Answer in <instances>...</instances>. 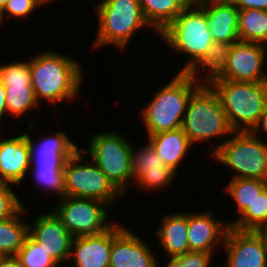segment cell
I'll use <instances>...</instances> for the list:
<instances>
[{
    "mask_svg": "<svg viewBox=\"0 0 267 267\" xmlns=\"http://www.w3.org/2000/svg\"><path fill=\"white\" fill-rule=\"evenodd\" d=\"M31 83L38 103L74 100L83 83V68L68 55L42 51L29 59Z\"/></svg>",
    "mask_w": 267,
    "mask_h": 267,
    "instance_id": "1",
    "label": "cell"
},
{
    "mask_svg": "<svg viewBox=\"0 0 267 267\" xmlns=\"http://www.w3.org/2000/svg\"><path fill=\"white\" fill-rule=\"evenodd\" d=\"M202 84L190 73L178 72L168 84L156 91L139 114L147 136L181 128L188 101Z\"/></svg>",
    "mask_w": 267,
    "mask_h": 267,
    "instance_id": "2",
    "label": "cell"
},
{
    "mask_svg": "<svg viewBox=\"0 0 267 267\" xmlns=\"http://www.w3.org/2000/svg\"><path fill=\"white\" fill-rule=\"evenodd\" d=\"M234 131H251L267 107V83L209 80Z\"/></svg>",
    "mask_w": 267,
    "mask_h": 267,
    "instance_id": "3",
    "label": "cell"
},
{
    "mask_svg": "<svg viewBox=\"0 0 267 267\" xmlns=\"http://www.w3.org/2000/svg\"><path fill=\"white\" fill-rule=\"evenodd\" d=\"M159 36L167 47L187 55L188 62L179 70L187 73L204 58L214 42L206 13L197 3H190Z\"/></svg>",
    "mask_w": 267,
    "mask_h": 267,
    "instance_id": "4",
    "label": "cell"
},
{
    "mask_svg": "<svg viewBox=\"0 0 267 267\" xmlns=\"http://www.w3.org/2000/svg\"><path fill=\"white\" fill-rule=\"evenodd\" d=\"M94 9L99 25L92 49L113 45L125 51L138 29L146 26L152 29L143 16L139 0H100Z\"/></svg>",
    "mask_w": 267,
    "mask_h": 267,
    "instance_id": "5",
    "label": "cell"
},
{
    "mask_svg": "<svg viewBox=\"0 0 267 267\" xmlns=\"http://www.w3.org/2000/svg\"><path fill=\"white\" fill-rule=\"evenodd\" d=\"M209 151L218 163L235 171L231 179L267 180V142L251 131H234Z\"/></svg>",
    "mask_w": 267,
    "mask_h": 267,
    "instance_id": "6",
    "label": "cell"
},
{
    "mask_svg": "<svg viewBox=\"0 0 267 267\" xmlns=\"http://www.w3.org/2000/svg\"><path fill=\"white\" fill-rule=\"evenodd\" d=\"M181 129L192 145L213 138L217 140L219 136H230L234 132L219 97L207 83H203L191 95Z\"/></svg>",
    "mask_w": 267,
    "mask_h": 267,
    "instance_id": "7",
    "label": "cell"
},
{
    "mask_svg": "<svg viewBox=\"0 0 267 267\" xmlns=\"http://www.w3.org/2000/svg\"><path fill=\"white\" fill-rule=\"evenodd\" d=\"M103 132L89 139V149H81L83 153L90 154L91 160L124 196L126 190L134 185L130 163L132 143L115 130Z\"/></svg>",
    "mask_w": 267,
    "mask_h": 267,
    "instance_id": "8",
    "label": "cell"
},
{
    "mask_svg": "<svg viewBox=\"0 0 267 267\" xmlns=\"http://www.w3.org/2000/svg\"><path fill=\"white\" fill-rule=\"evenodd\" d=\"M88 161L81 148L66 160L64 196L95 199L111 206L123 195L93 161Z\"/></svg>",
    "mask_w": 267,
    "mask_h": 267,
    "instance_id": "9",
    "label": "cell"
},
{
    "mask_svg": "<svg viewBox=\"0 0 267 267\" xmlns=\"http://www.w3.org/2000/svg\"><path fill=\"white\" fill-rule=\"evenodd\" d=\"M60 199L53 212L73 237L98 235L114 224L109 221L107 204L102 201L72 196Z\"/></svg>",
    "mask_w": 267,
    "mask_h": 267,
    "instance_id": "10",
    "label": "cell"
},
{
    "mask_svg": "<svg viewBox=\"0 0 267 267\" xmlns=\"http://www.w3.org/2000/svg\"><path fill=\"white\" fill-rule=\"evenodd\" d=\"M267 44L237 41L231 44L226 66L210 80L267 83V70H263Z\"/></svg>",
    "mask_w": 267,
    "mask_h": 267,
    "instance_id": "11",
    "label": "cell"
},
{
    "mask_svg": "<svg viewBox=\"0 0 267 267\" xmlns=\"http://www.w3.org/2000/svg\"><path fill=\"white\" fill-rule=\"evenodd\" d=\"M0 80L5 87L7 114L18 119L41 105L32 87L28 60L0 64Z\"/></svg>",
    "mask_w": 267,
    "mask_h": 267,
    "instance_id": "12",
    "label": "cell"
},
{
    "mask_svg": "<svg viewBox=\"0 0 267 267\" xmlns=\"http://www.w3.org/2000/svg\"><path fill=\"white\" fill-rule=\"evenodd\" d=\"M222 248L226 267H267V233L243 231L229 226Z\"/></svg>",
    "mask_w": 267,
    "mask_h": 267,
    "instance_id": "13",
    "label": "cell"
},
{
    "mask_svg": "<svg viewBox=\"0 0 267 267\" xmlns=\"http://www.w3.org/2000/svg\"><path fill=\"white\" fill-rule=\"evenodd\" d=\"M122 224L112 225L109 267H160L149 244Z\"/></svg>",
    "mask_w": 267,
    "mask_h": 267,
    "instance_id": "14",
    "label": "cell"
},
{
    "mask_svg": "<svg viewBox=\"0 0 267 267\" xmlns=\"http://www.w3.org/2000/svg\"><path fill=\"white\" fill-rule=\"evenodd\" d=\"M134 147L132 144L130 161L134 184L145 191L171 186L172 181L177 178V173L165 165L152 145L147 142L140 149Z\"/></svg>",
    "mask_w": 267,
    "mask_h": 267,
    "instance_id": "15",
    "label": "cell"
},
{
    "mask_svg": "<svg viewBox=\"0 0 267 267\" xmlns=\"http://www.w3.org/2000/svg\"><path fill=\"white\" fill-rule=\"evenodd\" d=\"M33 224L29 221V236L36 241L59 265L68 262L73 236L51 211L39 214Z\"/></svg>",
    "mask_w": 267,
    "mask_h": 267,
    "instance_id": "16",
    "label": "cell"
},
{
    "mask_svg": "<svg viewBox=\"0 0 267 267\" xmlns=\"http://www.w3.org/2000/svg\"><path fill=\"white\" fill-rule=\"evenodd\" d=\"M30 167L31 148L26 132L0 139V183L20 184L30 174Z\"/></svg>",
    "mask_w": 267,
    "mask_h": 267,
    "instance_id": "17",
    "label": "cell"
},
{
    "mask_svg": "<svg viewBox=\"0 0 267 267\" xmlns=\"http://www.w3.org/2000/svg\"><path fill=\"white\" fill-rule=\"evenodd\" d=\"M50 134L39 137L38 142L26 132L31 148L30 168H64L66 160L79 149L64 131Z\"/></svg>",
    "mask_w": 267,
    "mask_h": 267,
    "instance_id": "18",
    "label": "cell"
},
{
    "mask_svg": "<svg viewBox=\"0 0 267 267\" xmlns=\"http://www.w3.org/2000/svg\"><path fill=\"white\" fill-rule=\"evenodd\" d=\"M219 220V221H218ZM215 219L211 211L188 213V245L189 251L217 253L214 247L219 243L222 247L229 224Z\"/></svg>",
    "mask_w": 267,
    "mask_h": 267,
    "instance_id": "19",
    "label": "cell"
},
{
    "mask_svg": "<svg viewBox=\"0 0 267 267\" xmlns=\"http://www.w3.org/2000/svg\"><path fill=\"white\" fill-rule=\"evenodd\" d=\"M197 4L206 13L213 41L229 44L239 41V10L231 0H203Z\"/></svg>",
    "mask_w": 267,
    "mask_h": 267,
    "instance_id": "20",
    "label": "cell"
},
{
    "mask_svg": "<svg viewBox=\"0 0 267 267\" xmlns=\"http://www.w3.org/2000/svg\"><path fill=\"white\" fill-rule=\"evenodd\" d=\"M112 226L98 235L73 237L70 258L76 267H109Z\"/></svg>",
    "mask_w": 267,
    "mask_h": 267,
    "instance_id": "21",
    "label": "cell"
},
{
    "mask_svg": "<svg viewBox=\"0 0 267 267\" xmlns=\"http://www.w3.org/2000/svg\"><path fill=\"white\" fill-rule=\"evenodd\" d=\"M147 139L165 165L176 173L189 149L194 147L181 128L149 135Z\"/></svg>",
    "mask_w": 267,
    "mask_h": 267,
    "instance_id": "22",
    "label": "cell"
},
{
    "mask_svg": "<svg viewBox=\"0 0 267 267\" xmlns=\"http://www.w3.org/2000/svg\"><path fill=\"white\" fill-rule=\"evenodd\" d=\"M156 234L168 257L189 252L188 213L177 212L162 217Z\"/></svg>",
    "mask_w": 267,
    "mask_h": 267,
    "instance_id": "23",
    "label": "cell"
},
{
    "mask_svg": "<svg viewBox=\"0 0 267 267\" xmlns=\"http://www.w3.org/2000/svg\"><path fill=\"white\" fill-rule=\"evenodd\" d=\"M143 16L160 34L190 4L188 0H139Z\"/></svg>",
    "mask_w": 267,
    "mask_h": 267,
    "instance_id": "24",
    "label": "cell"
},
{
    "mask_svg": "<svg viewBox=\"0 0 267 267\" xmlns=\"http://www.w3.org/2000/svg\"><path fill=\"white\" fill-rule=\"evenodd\" d=\"M27 210L24 206L12 218L0 221V256L16 255L23 246L29 235V222L20 217Z\"/></svg>",
    "mask_w": 267,
    "mask_h": 267,
    "instance_id": "25",
    "label": "cell"
},
{
    "mask_svg": "<svg viewBox=\"0 0 267 267\" xmlns=\"http://www.w3.org/2000/svg\"><path fill=\"white\" fill-rule=\"evenodd\" d=\"M239 41L267 43V11L260 9H239Z\"/></svg>",
    "mask_w": 267,
    "mask_h": 267,
    "instance_id": "26",
    "label": "cell"
},
{
    "mask_svg": "<svg viewBox=\"0 0 267 267\" xmlns=\"http://www.w3.org/2000/svg\"><path fill=\"white\" fill-rule=\"evenodd\" d=\"M230 47L231 44L229 43L214 41L204 58L189 73L196 80L207 83L210 79L216 77L226 66ZM205 71L207 74L205 73V77H203L202 73Z\"/></svg>",
    "mask_w": 267,
    "mask_h": 267,
    "instance_id": "27",
    "label": "cell"
},
{
    "mask_svg": "<svg viewBox=\"0 0 267 267\" xmlns=\"http://www.w3.org/2000/svg\"><path fill=\"white\" fill-rule=\"evenodd\" d=\"M228 224L237 230L265 231L267 229V186L237 220Z\"/></svg>",
    "mask_w": 267,
    "mask_h": 267,
    "instance_id": "28",
    "label": "cell"
},
{
    "mask_svg": "<svg viewBox=\"0 0 267 267\" xmlns=\"http://www.w3.org/2000/svg\"><path fill=\"white\" fill-rule=\"evenodd\" d=\"M267 186V180L238 178L231 179L225 188L236 203L237 212L241 215L248 206H251L257 195Z\"/></svg>",
    "mask_w": 267,
    "mask_h": 267,
    "instance_id": "29",
    "label": "cell"
},
{
    "mask_svg": "<svg viewBox=\"0 0 267 267\" xmlns=\"http://www.w3.org/2000/svg\"><path fill=\"white\" fill-rule=\"evenodd\" d=\"M15 256L22 267H57L59 265L29 235Z\"/></svg>",
    "mask_w": 267,
    "mask_h": 267,
    "instance_id": "30",
    "label": "cell"
},
{
    "mask_svg": "<svg viewBox=\"0 0 267 267\" xmlns=\"http://www.w3.org/2000/svg\"><path fill=\"white\" fill-rule=\"evenodd\" d=\"M33 178L39 188L64 196V168H30Z\"/></svg>",
    "mask_w": 267,
    "mask_h": 267,
    "instance_id": "31",
    "label": "cell"
},
{
    "mask_svg": "<svg viewBox=\"0 0 267 267\" xmlns=\"http://www.w3.org/2000/svg\"><path fill=\"white\" fill-rule=\"evenodd\" d=\"M11 186L0 183V221L12 218L25 206Z\"/></svg>",
    "mask_w": 267,
    "mask_h": 267,
    "instance_id": "32",
    "label": "cell"
},
{
    "mask_svg": "<svg viewBox=\"0 0 267 267\" xmlns=\"http://www.w3.org/2000/svg\"><path fill=\"white\" fill-rule=\"evenodd\" d=\"M47 5V0H8L6 6L0 12L1 21L5 14L8 17L25 18L33 13L39 6Z\"/></svg>",
    "mask_w": 267,
    "mask_h": 267,
    "instance_id": "33",
    "label": "cell"
},
{
    "mask_svg": "<svg viewBox=\"0 0 267 267\" xmlns=\"http://www.w3.org/2000/svg\"><path fill=\"white\" fill-rule=\"evenodd\" d=\"M214 253L189 251L171 256L166 267H209Z\"/></svg>",
    "mask_w": 267,
    "mask_h": 267,
    "instance_id": "34",
    "label": "cell"
},
{
    "mask_svg": "<svg viewBox=\"0 0 267 267\" xmlns=\"http://www.w3.org/2000/svg\"><path fill=\"white\" fill-rule=\"evenodd\" d=\"M239 9H260L267 11V0H231Z\"/></svg>",
    "mask_w": 267,
    "mask_h": 267,
    "instance_id": "35",
    "label": "cell"
},
{
    "mask_svg": "<svg viewBox=\"0 0 267 267\" xmlns=\"http://www.w3.org/2000/svg\"><path fill=\"white\" fill-rule=\"evenodd\" d=\"M251 132L257 137H260V134L263 135V133L266 134L267 137V107L263 112V114L261 115V117L259 118L257 124L251 130Z\"/></svg>",
    "mask_w": 267,
    "mask_h": 267,
    "instance_id": "36",
    "label": "cell"
},
{
    "mask_svg": "<svg viewBox=\"0 0 267 267\" xmlns=\"http://www.w3.org/2000/svg\"><path fill=\"white\" fill-rule=\"evenodd\" d=\"M0 267H22L15 255L0 256Z\"/></svg>",
    "mask_w": 267,
    "mask_h": 267,
    "instance_id": "37",
    "label": "cell"
},
{
    "mask_svg": "<svg viewBox=\"0 0 267 267\" xmlns=\"http://www.w3.org/2000/svg\"><path fill=\"white\" fill-rule=\"evenodd\" d=\"M5 113L7 114L5 87L0 80V125ZM1 128V126H0Z\"/></svg>",
    "mask_w": 267,
    "mask_h": 267,
    "instance_id": "38",
    "label": "cell"
},
{
    "mask_svg": "<svg viewBox=\"0 0 267 267\" xmlns=\"http://www.w3.org/2000/svg\"><path fill=\"white\" fill-rule=\"evenodd\" d=\"M7 2H8V0H0V12L6 6Z\"/></svg>",
    "mask_w": 267,
    "mask_h": 267,
    "instance_id": "39",
    "label": "cell"
},
{
    "mask_svg": "<svg viewBox=\"0 0 267 267\" xmlns=\"http://www.w3.org/2000/svg\"><path fill=\"white\" fill-rule=\"evenodd\" d=\"M188 1H189V3H198V2H201L203 0H188Z\"/></svg>",
    "mask_w": 267,
    "mask_h": 267,
    "instance_id": "40",
    "label": "cell"
},
{
    "mask_svg": "<svg viewBox=\"0 0 267 267\" xmlns=\"http://www.w3.org/2000/svg\"><path fill=\"white\" fill-rule=\"evenodd\" d=\"M52 1L54 2V0H47V3H50V2H52Z\"/></svg>",
    "mask_w": 267,
    "mask_h": 267,
    "instance_id": "41",
    "label": "cell"
}]
</instances>
